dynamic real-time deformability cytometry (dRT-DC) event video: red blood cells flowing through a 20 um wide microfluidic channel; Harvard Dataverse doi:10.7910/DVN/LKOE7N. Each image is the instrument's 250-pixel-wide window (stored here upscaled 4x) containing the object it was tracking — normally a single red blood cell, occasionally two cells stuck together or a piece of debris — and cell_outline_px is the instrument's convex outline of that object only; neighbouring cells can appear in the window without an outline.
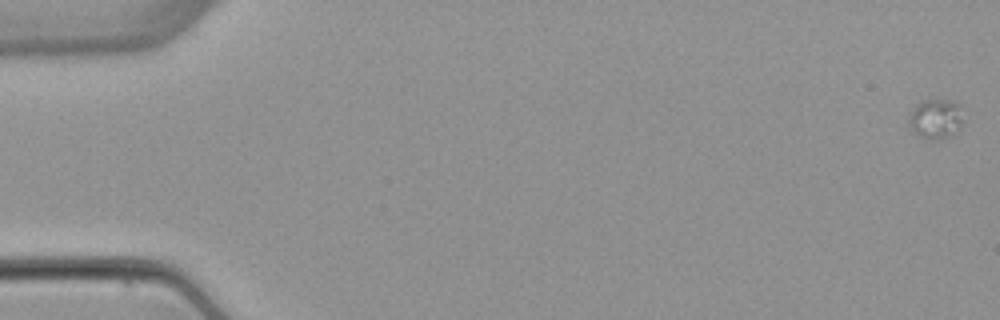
{"species": "common noctule bat (a hibernating species)", "species_latin": "Nyctalus noctula", "temperature_condition": "warm", "stored_images_in_passage": 5, "camera_frame_rate_fps": 3000, "um_per_image_px": 0.085, "animal": {"sex": "female", "body_mass_g": 22.7, "forearm_length_mm": 54.2}, "frame": {"image": 1, "passage_image": 1, "time_ms": 0.0, "image_size_px": [1000, 320], "cell_outline_px": [[964, 124], [960, 128], [948, 136], [936, 140], [928, 140], [912, 132], [908, 120], [912, 108], [920, 100], [952, 100], [960, 104]], "centroid_in_image_um": [79.54, 10.09], "position_along_channel_um": 5.5, "area_um2": 12.89}}